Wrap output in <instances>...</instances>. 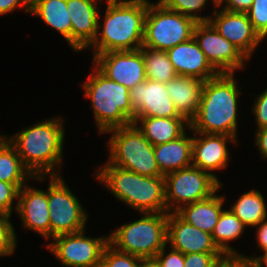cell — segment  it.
Returning <instances> with one entry per match:
<instances>
[{
    "label": "cell",
    "mask_w": 267,
    "mask_h": 267,
    "mask_svg": "<svg viewBox=\"0 0 267 267\" xmlns=\"http://www.w3.org/2000/svg\"><path fill=\"white\" fill-rule=\"evenodd\" d=\"M63 121L61 117H51L11 137L4 135L33 176L61 175L59 168L63 165L65 141Z\"/></svg>",
    "instance_id": "obj_1"
},
{
    "label": "cell",
    "mask_w": 267,
    "mask_h": 267,
    "mask_svg": "<svg viewBox=\"0 0 267 267\" xmlns=\"http://www.w3.org/2000/svg\"><path fill=\"white\" fill-rule=\"evenodd\" d=\"M234 73H219L204 81L200 106L189 122L190 131L237 138L238 98L241 87Z\"/></svg>",
    "instance_id": "obj_2"
},
{
    "label": "cell",
    "mask_w": 267,
    "mask_h": 267,
    "mask_svg": "<svg viewBox=\"0 0 267 267\" xmlns=\"http://www.w3.org/2000/svg\"><path fill=\"white\" fill-rule=\"evenodd\" d=\"M105 1L107 6L104 21L98 22L97 36L88 48H94L93 58L109 51L139 50L143 45L149 0Z\"/></svg>",
    "instance_id": "obj_3"
},
{
    "label": "cell",
    "mask_w": 267,
    "mask_h": 267,
    "mask_svg": "<svg viewBox=\"0 0 267 267\" xmlns=\"http://www.w3.org/2000/svg\"><path fill=\"white\" fill-rule=\"evenodd\" d=\"M96 180L119 201L139 213L167 212L164 176H144L114 165H102Z\"/></svg>",
    "instance_id": "obj_4"
},
{
    "label": "cell",
    "mask_w": 267,
    "mask_h": 267,
    "mask_svg": "<svg viewBox=\"0 0 267 267\" xmlns=\"http://www.w3.org/2000/svg\"><path fill=\"white\" fill-rule=\"evenodd\" d=\"M82 83L84 97L90 99L94 121L100 134L131 124L135 118L130 90L109 79L96 66Z\"/></svg>",
    "instance_id": "obj_5"
},
{
    "label": "cell",
    "mask_w": 267,
    "mask_h": 267,
    "mask_svg": "<svg viewBox=\"0 0 267 267\" xmlns=\"http://www.w3.org/2000/svg\"><path fill=\"white\" fill-rule=\"evenodd\" d=\"M138 220L123 224L109 234V244L116 250L153 260L167 245L168 213L142 212Z\"/></svg>",
    "instance_id": "obj_6"
},
{
    "label": "cell",
    "mask_w": 267,
    "mask_h": 267,
    "mask_svg": "<svg viewBox=\"0 0 267 267\" xmlns=\"http://www.w3.org/2000/svg\"><path fill=\"white\" fill-rule=\"evenodd\" d=\"M113 133L108 141L109 158L106 164L114 165L144 176H163L159 170L154 146L134 123L108 130Z\"/></svg>",
    "instance_id": "obj_7"
},
{
    "label": "cell",
    "mask_w": 267,
    "mask_h": 267,
    "mask_svg": "<svg viewBox=\"0 0 267 267\" xmlns=\"http://www.w3.org/2000/svg\"><path fill=\"white\" fill-rule=\"evenodd\" d=\"M196 21L164 7L160 2L147 1L143 45L167 51L193 37Z\"/></svg>",
    "instance_id": "obj_8"
},
{
    "label": "cell",
    "mask_w": 267,
    "mask_h": 267,
    "mask_svg": "<svg viewBox=\"0 0 267 267\" xmlns=\"http://www.w3.org/2000/svg\"><path fill=\"white\" fill-rule=\"evenodd\" d=\"M47 187L50 211V239L61 234L76 233L86 227L88 214L61 175H50Z\"/></svg>",
    "instance_id": "obj_9"
},
{
    "label": "cell",
    "mask_w": 267,
    "mask_h": 267,
    "mask_svg": "<svg viewBox=\"0 0 267 267\" xmlns=\"http://www.w3.org/2000/svg\"><path fill=\"white\" fill-rule=\"evenodd\" d=\"M164 178L167 213L176 212L184 205L210 197L223 184L209 172L194 166L168 173Z\"/></svg>",
    "instance_id": "obj_10"
},
{
    "label": "cell",
    "mask_w": 267,
    "mask_h": 267,
    "mask_svg": "<svg viewBox=\"0 0 267 267\" xmlns=\"http://www.w3.org/2000/svg\"><path fill=\"white\" fill-rule=\"evenodd\" d=\"M85 230L55 236L45 246L63 267H100L109 236L89 237Z\"/></svg>",
    "instance_id": "obj_11"
},
{
    "label": "cell",
    "mask_w": 267,
    "mask_h": 267,
    "mask_svg": "<svg viewBox=\"0 0 267 267\" xmlns=\"http://www.w3.org/2000/svg\"><path fill=\"white\" fill-rule=\"evenodd\" d=\"M193 37L218 73H235L238 69L242 70L249 60L238 47L222 37L210 22H197Z\"/></svg>",
    "instance_id": "obj_12"
},
{
    "label": "cell",
    "mask_w": 267,
    "mask_h": 267,
    "mask_svg": "<svg viewBox=\"0 0 267 267\" xmlns=\"http://www.w3.org/2000/svg\"><path fill=\"white\" fill-rule=\"evenodd\" d=\"M92 61L105 76L129 90L146 80L141 49L104 52L96 55Z\"/></svg>",
    "instance_id": "obj_13"
},
{
    "label": "cell",
    "mask_w": 267,
    "mask_h": 267,
    "mask_svg": "<svg viewBox=\"0 0 267 267\" xmlns=\"http://www.w3.org/2000/svg\"><path fill=\"white\" fill-rule=\"evenodd\" d=\"M209 22L219 34L234 44L249 59L263 39L254 30L246 13L230 12L224 9L215 10Z\"/></svg>",
    "instance_id": "obj_14"
},
{
    "label": "cell",
    "mask_w": 267,
    "mask_h": 267,
    "mask_svg": "<svg viewBox=\"0 0 267 267\" xmlns=\"http://www.w3.org/2000/svg\"><path fill=\"white\" fill-rule=\"evenodd\" d=\"M135 117H182L168 95L166 83L146 79L130 90Z\"/></svg>",
    "instance_id": "obj_15"
},
{
    "label": "cell",
    "mask_w": 267,
    "mask_h": 267,
    "mask_svg": "<svg viewBox=\"0 0 267 267\" xmlns=\"http://www.w3.org/2000/svg\"><path fill=\"white\" fill-rule=\"evenodd\" d=\"M193 133L192 166L209 172L220 182L212 172L227 168L230 159L227 142L235 144L237 138L223 134Z\"/></svg>",
    "instance_id": "obj_16"
},
{
    "label": "cell",
    "mask_w": 267,
    "mask_h": 267,
    "mask_svg": "<svg viewBox=\"0 0 267 267\" xmlns=\"http://www.w3.org/2000/svg\"><path fill=\"white\" fill-rule=\"evenodd\" d=\"M184 255L189 253H222L214 244L212 234L190 225L176 212L168 213L167 245Z\"/></svg>",
    "instance_id": "obj_17"
},
{
    "label": "cell",
    "mask_w": 267,
    "mask_h": 267,
    "mask_svg": "<svg viewBox=\"0 0 267 267\" xmlns=\"http://www.w3.org/2000/svg\"><path fill=\"white\" fill-rule=\"evenodd\" d=\"M98 2L97 0H67L71 20V48L75 52L88 49L97 36L101 16Z\"/></svg>",
    "instance_id": "obj_18"
},
{
    "label": "cell",
    "mask_w": 267,
    "mask_h": 267,
    "mask_svg": "<svg viewBox=\"0 0 267 267\" xmlns=\"http://www.w3.org/2000/svg\"><path fill=\"white\" fill-rule=\"evenodd\" d=\"M15 212L19 214L24 228L50 239V211L47 191L24 185L19 189Z\"/></svg>",
    "instance_id": "obj_19"
},
{
    "label": "cell",
    "mask_w": 267,
    "mask_h": 267,
    "mask_svg": "<svg viewBox=\"0 0 267 267\" xmlns=\"http://www.w3.org/2000/svg\"><path fill=\"white\" fill-rule=\"evenodd\" d=\"M166 53L179 76L206 81L219 74L208 62L194 37L172 47Z\"/></svg>",
    "instance_id": "obj_20"
},
{
    "label": "cell",
    "mask_w": 267,
    "mask_h": 267,
    "mask_svg": "<svg viewBox=\"0 0 267 267\" xmlns=\"http://www.w3.org/2000/svg\"><path fill=\"white\" fill-rule=\"evenodd\" d=\"M204 81L193 77L179 76L166 83L168 95L180 116L190 122L200 106Z\"/></svg>",
    "instance_id": "obj_21"
},
{
    "label": "cell",
    "mask_w": 267,
    "mask_h": 267,
    "mask_svg": "<svg viewBox=\"0 0 267 267\" xmlns=\"http://www.w3.org/2000/svg\"><path fill=\"white\" fill-rule=\"evenodd\" d=\"M132 123L153 146L175 140L190 129V123L183 117H135Z\"/></svg>",
    "instance_id": "obj_22"
},
{
    "label": "cell",
    "mask_w": 267,
    "mask_h": 267,
    "mask_svg": "<svg viewBox=\"0 0 267 267\" xmlns=\"http://www.w3.org/2000/svg\"><path fill=\"white\" fill-rule=\"evenodd\" d=\"M155 158L163 176L192 166L193 135L186 132L175 140L154 146Z\"/></svg>",
    "instance_id": "obj_23"
},
{
    "label": "cell",
    "mask_w": 267,
    "mask_h": 267,
    "mask_svg": "<svg viewBox=\"0 0 267 267\" xmlns=\"http://www.w3.org/2000/svg\"><path fill=\"white\" fill-rule=\"evenodd\" d=\"M224 201L225 196L215 192L206 199L182 206L176 213L190 225L212 234L224 210Z\"/></svg>",
    "instance_id": "obj_24"
},
{
    "label": "cell",
    "mask_w": 267,
    "mask_h": 267,
    "mask_svg": "<svg viewBox=\"0 0 267 267\" xmlns=\"http://www.w3.org/2000/svg\"><path fill=\"white\" fill-rule=\"evenodd\" d=\"M45 178V176H33L23 165L14 146L4 135H0V181L12 183L20 189L30 179L43 182Z\"/></svg>",
    "instance_id": "obj_25"
},
{
    "label": "cell",
    "mask_w": 267,
    "mask_h": 267,
    "mask_svg": "<svg viewBox=\"0 0 267 267\" xmlns=\"http://www.w3.org/2000/svg\"><path fill=\"white\" fill-rule=\"evenodd\" d=\"M30 13L37 15L48 26L58 31L71 48V20L67 0H34L31 2Z\"/></svg>",
    "instance_id": "obj_26"
},
{
    "label": "cell",
    "mask_w": 267,
    "mask_h": 267,
    "mask_svg": "<svg viewBox=\"0 0 267 267\" xmlns=\"http://www.w3.org/2000/svg\"><path fill=\"white\" fill-rule=\"evenodd\" d=\"M247 228L231 210H223L214 231L212 239L214 244L227 258H239L241 254L237 250L229 246V241L238 239L244 229Z\"/></svg>",
    "instance_id": "obj_27"
},
{
    "label": "cell",
    "mask_w": 267,
    "mask_h": 267,
    "mask_svg": "<svg viewBox=\"0 0 267 267\" xmlns=\"http://www.w3.org/2000/svg\"><path fill=\"white\" fill-rule=\"evenodd\" d=\"M230 210L247 227H256L267 218V206L263 194L256 189L239 196Z\"/></svg>",
    "instance_id": "obj_28"
},
{
    "label": "cell",
    "mask_w": 267,
    "mask_h": 267,
    "mask_svg": "<svg viewBox=\"0 0 267 267\" xmlns=\"http://www.w3.org/2000/svg\"><path fill=\"white\" fill-rule=\"evenodd\" d=\"M140 49L145 62L146 79L168 83L177 76L166 51L153 50L145 46Z\"/></svg>",
    "instance_id": "obj_29"
},
{
    "label": "cell",
    "mask_w": 267,
    "mask_h": 267,
    "mask_svg": "<svg viewBox=\"0 0 267 267\" xmlns=\"http://www.w3.org/2000/svg\"><path fill=\"white\" fill-rule=\"evenodd\" d=\"M217 6V0H211ZM164 7L193 18L196 22H209L211 16H202L200 12L208 3L207 0H160ZM199 12V13H197Z\"/></svg>",
    "instance_id": "obj_30"
},
{
    "label": "cell",
    "mask_w": 267,
    "mask_h": 267,
    "mask_svg": "<svg viewBox=\"0 0 267 267\" xmlns=\"http://www.w3.org/2000/svg\"><path fill=\"white\" fill-rule=\"evenodd\" d=\"M143 261L140 257L120 252L108 244L102 253L100 267H140Z\"/></svg>",
    "instance_id": "obj_31"
},
{
    "label": "cell",
    "mask_w": 267,
    "mask_h": 267,
    "mask_svg": "<svg viewBox=\"0 0 267 267\" xmlns=\"http://www.w3.org/2000/svg\"><path fill=\"white\" fill-rule=\"evenodd\" d=\"M10 218L11 216L0 215V257L15 253L18 240Z\"/></svg>",
    "instance_id": "obj_32"
},
{
    "label": "cell",
    "mask_w": 267,
    "mask_h": 267,
    "mask_svg": "<svg viewBox=\"0 0 267 267\" xmlns=\"http://www.w3.org/2000/svg\"><path fill=\"white\" fill-rule=\"evenodd\" d=\"M246 14L254 30L264 40L267 36V0H254Z\"/></svg>",
    "instance_id": "obj_33"
},
{
    "label": "cell",
    "mask_w": 267,
    "mask_h": 267,
    "mask_svg": "<svg viewBox=\"0 0 267 267\" xmlns=\"http://www.w3.org/2000/svg\"><path fill=\"white\" fill-rule=\"evenodd\" d=\"M226 259L223 253H189L184 267H219Z\"/></svg>",
    "instance_id": "obj_34"
},
{
    "label": "cell",
    "mask_w": 267,
    "mask_h": 267,
    "mask_svg": "<svg viewBox=\"0 0 267 267\" xmlns=\"http://www.w3.org/2000/svg\"><path fill=\"white\" fill-rule=\"evenodd\" d=\"M19 189L12 183L0 181V215L11 216L13 201L18 200Z\"/></svg>",
    "instance_id": "obj_35"
},
{
    "label": "cell",
    "mask_w": 267,
    "mask_h": 267,
    "mask_svg": "<svg viewBox=\"0 0 267 267\" xmlns=\"http://www.w3.org/2000/svg\"><path fill=\"white\" fill-rule=\"evenodd\" d=\"M165 245L154 257V261L159 267H184L185 255L178 250L171 248L170 252L166 253Z\"/></svg>",
    "instance_id": "obj_36"
},
{
    "label": "cell",
    "mask_w": 267,
    "mask_h": 267,
    "mask_svg": "<svg viewBox=\"0 0 267 267\" xmlns=\"http://www.w3.org/2000/svg\"><path fill=\"white\" fill-rule=\"evenodd\" d=\"M252 112L257 129L267 128V88L255 98Z\"/></svg>",
    "instance_id": "obj_37"
},
{
    "label": "cell",
    "mask_w": 267,
    "mask_h": 267,
    "mask_svg": "<svg viewBox=\"0 0 267 267\" xmlns=\"http://www.w3.org/2000/svg\"><path fill=\"white\" fill-rule=\"evenodd\" d=\"M253 1L254 0H218L217 7H221L225 2V5H222L224 8L221 7L222 9L230 12L246 13L252 6Z\"/></svg>",
    "instance_id": "obj_38"
},
{
    "label": "cell",
    "mask_w": 267,
    "mask_h": 267,
    "mask_svg": "<svg viewBox=\"0 0 267 267\" xmlns=\"http://www.w3.org/2000/svg\"><path fill=\"white\" fill-rule=\"evenodd\" d=\"M23 8L27 13L31 11L30 0H0V15L15 11L17 8Z\"/></svg>",
    "instance_id": "obj_39"
},
{
    "label": "cell",
    "mask_w": 267,
    "mask_h": 267,
    "mask_svg": "<svg viewBox=\"0 0 267 267\" xmlns=\"http://www.w3.org/2000/svg\"><path fill=\"white\" fill-rule=\"evenodd\" d=\"M254 136L255 144L260 151V155L267 159V128L257 129Z\"/></svg>",
    "instance_id": "obj_40"
},
{
    "label": "cell",
    "mask_w": 267,
    "mask_h": 267,
    "mask_svg": "<svg viewBox=\"0 0 267 267\" xmlns=\"http://www.w3.org/2000/svg\"><path fill=\"white\" fill-rule=\"evenodd\" d=\"M258 227V228H257ZM257 229V248H261L262 251L267 250V219L265 218L260 224L256 226Z\"/></svg>",
    "instance_id": "obj_41"
},
{
    "label": "cell",
    "mask_w": 267,
    "mask_h": 267,
    "mask_svg": "<svg viewBox=\"0 0 267 267\" xmlns=\"http://www.w3.org/2000/svg\"><path fill=\"white\" fill-rule=\"evenodd\" d=\"M264 254L260 255V256H255V257H248V256H244L243 254H241V256L239 257L240 259L247 261V262H251V264L253 265V267H267V250L263 251Z\"/></svg>",
    "instance_id": "obj_42"
},
{
    "label": "cell",
    "mask_w": 267,
    "mask_h": 267,
    "mask_svg": "<svg viewBox=\"0 0 267 267\" xmlns=\"http://www.w3.org/2000/svg\"><path fill=\"white\" fill-rule=\"evenodd\" d=\"M219 267H253V265L240 258H227Z\"/></svg>",
    "instance_id": "obj_43"
},
{
    "label": "cell",
    "mask_w": 267,
    "mask_h": 267,
    "mask_svg": "<svg viewBox=\"0 0 267 267\" xmlns=\"http://www.w3.org/2000/svg\"><path fill=\"white\" fill-rule=\"evenodd\" d=\"M145 267H159L154 260H145Z\"/></svg>",
    "instance_id": "obj_44"
},
{
    "label": "cell",
    "mask_w": 267,
    "mask_h": 267,
    "mask_svg": "<svg viewBox=\"0 0 267 267\" xmlns=\"http://www.w3.org/2000/svg\"><path fill=\"white\" fill-rule=\"evenodd\" d=\"M140 267H145V260L143 261V263Z\"/></svg>",
    "instance_id": "obj_45"
}]
</instances>
